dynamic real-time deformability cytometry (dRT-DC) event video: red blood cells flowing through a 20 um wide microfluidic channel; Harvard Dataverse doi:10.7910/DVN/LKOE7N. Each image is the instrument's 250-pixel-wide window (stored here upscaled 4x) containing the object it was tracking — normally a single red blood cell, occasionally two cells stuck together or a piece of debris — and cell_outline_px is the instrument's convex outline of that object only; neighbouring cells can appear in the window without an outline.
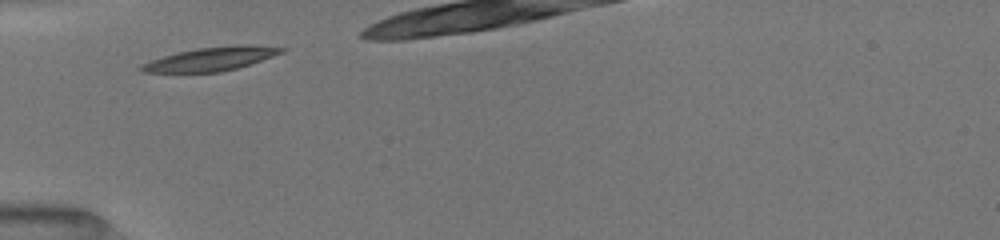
{"species": "common noctule bat (a hibernating species)", "species_latin": "Nyctalus noctula", "temperature_condition": "room temperature", "stored_images_in_passage": 10, "camera_frame_rate_fps": 3000, "um_per_image_px": 0.085, "animal": {"sex": "female", "body_mass_g": 19.5, "forearm_length_mm": 54.1}, "frame": {"image": 1, "passage_image": 1, "time_ms": 0.0, "image_size_px": [1000, 240], "cell_outline_px": [[288, 48], [284, 52], [236, 68], [220, 72], [140, 72], [136, 68], [140, 64], [176, 52], [196, 48], [236, 44], [248, 44]], "centroid_in_image_um": [17.9, 4.99], "position_along_channel_um": 67.1, "area_um2": 19.36}}
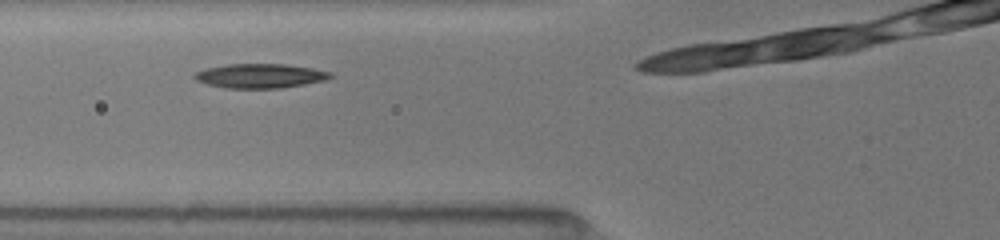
{"frame": {"image": 2, "passage_image": 5, "time_ms": 1.0, "image_size_px": [1000, 240], "cell_outline_px": [[336, 76], [324, 80], [304, 84], [280, 88], [228, 88], [208, 84], [196, 80], [192, 76], [196, 72], [208, 68], [228, 64], [284, 64], [312, 68], [332, 72]], "centroid_in_image_um": [22.15, 6.44], "position_along_channel_um": 103.7, "area_um2": 19.13}}